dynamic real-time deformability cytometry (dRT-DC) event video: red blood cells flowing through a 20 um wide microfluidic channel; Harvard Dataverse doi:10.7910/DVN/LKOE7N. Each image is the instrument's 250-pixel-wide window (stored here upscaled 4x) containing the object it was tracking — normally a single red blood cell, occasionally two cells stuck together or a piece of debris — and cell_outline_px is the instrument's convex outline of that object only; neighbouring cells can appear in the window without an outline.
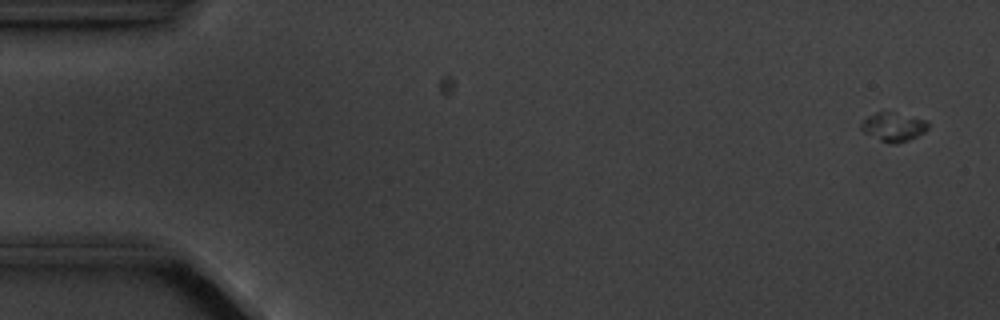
{"species": "common noctule bat (a hibernating species)", "species_latin": "Nyctalus noctula", "temperature_condition": "cold", "stored_images_in_passage": 5, "camera_frame_rate_fps": 3000, "um_per_image_px": 0.085, "animal": {"sex": "male", "body_mass_g": 20.1, "forearm_length_mm": 53.5}, "frame": {"image": 1, "passage_image": 1, "time_ms": 0.0, "image_size_px": [1000, 320], "cell_outline_px": [[928, 128], [924, 132], [916, 136], [896, 144], [880, 140], [864, 132], [860, 128], [860, 120], [876, 112], [896, 112], [924, 120], [928, 124]], "centroid_in_image_um": [75.89, 10.76], "position_along_channel_um": 9.1, "area_um2": 11.04}}